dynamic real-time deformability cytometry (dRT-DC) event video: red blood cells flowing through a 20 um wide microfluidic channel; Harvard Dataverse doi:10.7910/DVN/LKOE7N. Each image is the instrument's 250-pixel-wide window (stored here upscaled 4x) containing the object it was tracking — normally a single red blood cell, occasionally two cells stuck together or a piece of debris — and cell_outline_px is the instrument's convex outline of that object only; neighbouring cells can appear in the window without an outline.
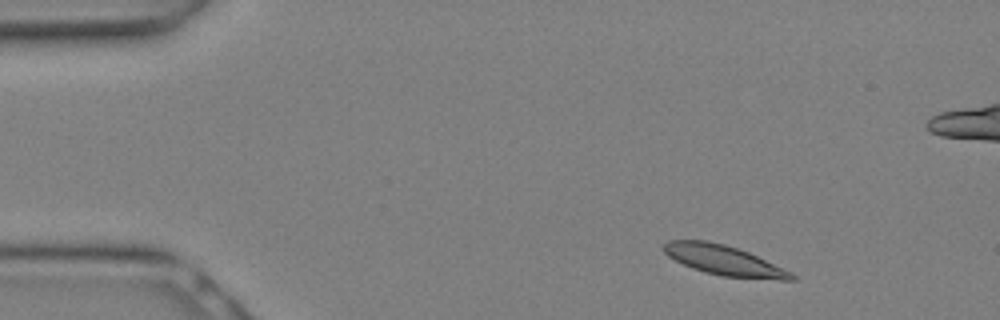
{"species": "Egyptian fruit bat (a non-hibernating species)", "species_latin": "Rousettus aegyptiacus", "temperature_condition": "warm", "stored_images_in_passage": 10, "camera_frame_rate_fps": 3000, "um_per_image_px": 0.085, "animal": {"sex": "female"}, "frame": {"image": 1, "passage_image": 2, "time_ms": 0.333, "image_size_px": [1000, 320], "cell_outline_px": [[796, 280], [780, 280], [724, 276], [704, 272], [692, 268], [668, 256], [664, 252], [664, 244], [668, 240], [708, 240], [724, 244], [748, 252], [784, 268], [792, 272], [796, 276]], "centroid_in_image_um": [61.56, 22.13], "position_along_channel_um": 23.4, "area_um2": 22.14}}
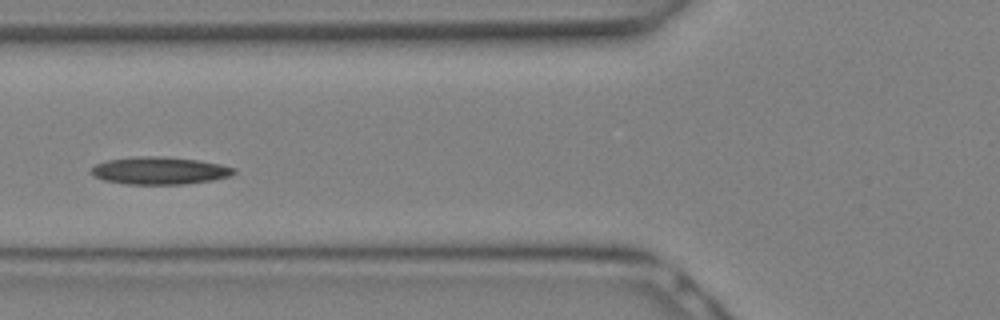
{"frame": {"image": 2, "passage_image": 9, "time_ms": 2.667, "image_size_px": [1000, 320], "cell_outline_px": [[236, 172], [232, 176], [212, 180], [184, 184], [128, 184], [104, 180], [92, 176], [88, 172], [96, 164], [108, 160], [136, 156], [164, 156], [196, 160], [220, 164], [236, 168]], "centroid_in_image_um": [13.56, 14.5], "position_along_channel_um": 112.2, "area_um2": 22.95}}